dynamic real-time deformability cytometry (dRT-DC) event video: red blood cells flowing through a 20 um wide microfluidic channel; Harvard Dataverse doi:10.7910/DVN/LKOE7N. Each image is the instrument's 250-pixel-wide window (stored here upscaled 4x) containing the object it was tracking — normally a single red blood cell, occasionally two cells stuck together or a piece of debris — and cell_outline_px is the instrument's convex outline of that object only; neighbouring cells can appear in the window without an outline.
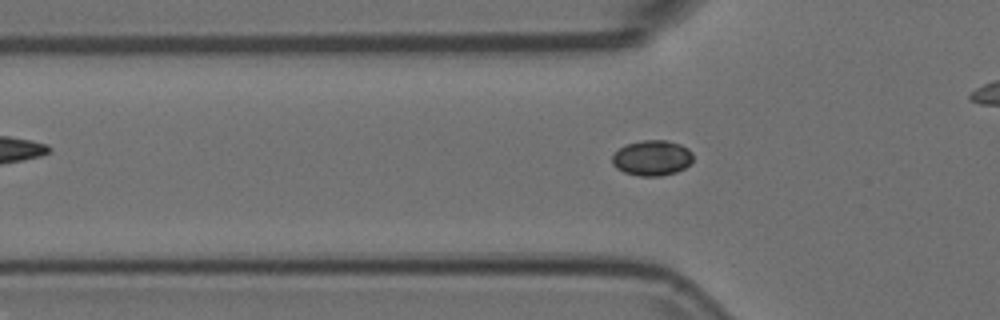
{"species": "Egyptian fruit bat (a non-hibernating species)", "species_latin": "Rousettus aegyptiacus", "temperature_condition": "room temperature", "stored_images_in_passage": 54, "camera_frame_rate_fps": 3000, "um_per_image_px": 0.085, "animal": {"sex": "female"}, "frame": {"image": 1, "passage_image": 18, "time_ms": 5.667, "image_size_px": [1000, 320], "cell_outline_px": [[692, 160], [684, 168], [676, 172], [660, 176], [640, 176], [624, 172], [616, 168], [612, 164], [612, 156], [620, 148], [628, 144], [644, 140], [664, 140], [680, 144], [688, 148], [692, 152]], "centroid_in_image_um": [55.42, 13.43], "position_along_channel_um": 70.4, "area_um2": 16.53}}
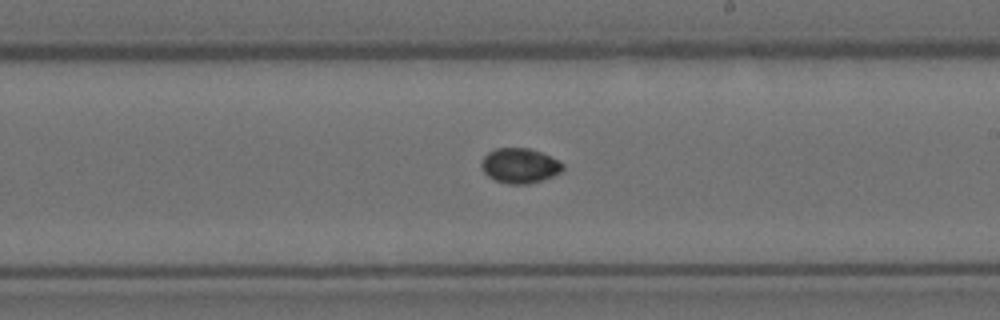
{"frame": {"image": 2, "passage_image": 32, "time_ms": 10.333, "image_size_px": [1000, 320], "cell_outline_px": [[564, 168], [560, 172], [544, 180], [528, 184], [508, 184], [496, 180], [488, 176], [480, 168], [480, 160], [488, 152], [496, 148], [528, 148], [540, 152], [564, 164]], "centroid_in_image_um": [44.14, 14.09], "position_along_channel_um": 244.9, "area_um2": 16.59}}
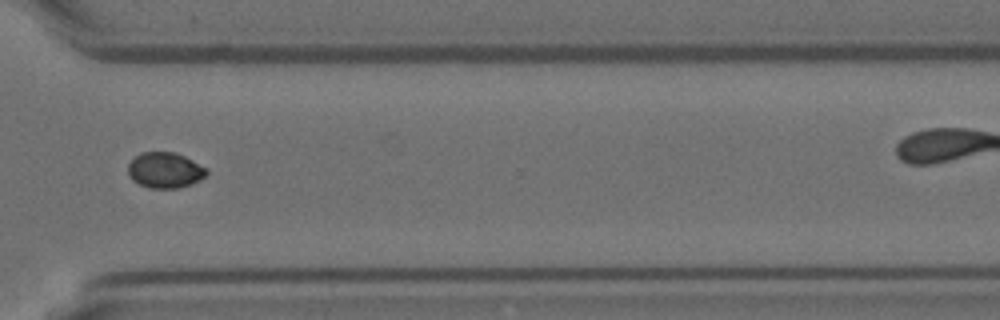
{"frame": {"image": 3, "passage_image": 41, "time_ms": 13.333, "image_size_px": [1000, 320], "cell_outline_px": [[208, 176], [192, 184], [180, 188], [148, 188], [132, 180], [128, 172], [128, 164], [140, 152], [176, 152], [208, 168]], "centroid_in_image_um": [14.06, 14.47], "position_along_channel_um": 356.5, "area_um2": 16.53}}